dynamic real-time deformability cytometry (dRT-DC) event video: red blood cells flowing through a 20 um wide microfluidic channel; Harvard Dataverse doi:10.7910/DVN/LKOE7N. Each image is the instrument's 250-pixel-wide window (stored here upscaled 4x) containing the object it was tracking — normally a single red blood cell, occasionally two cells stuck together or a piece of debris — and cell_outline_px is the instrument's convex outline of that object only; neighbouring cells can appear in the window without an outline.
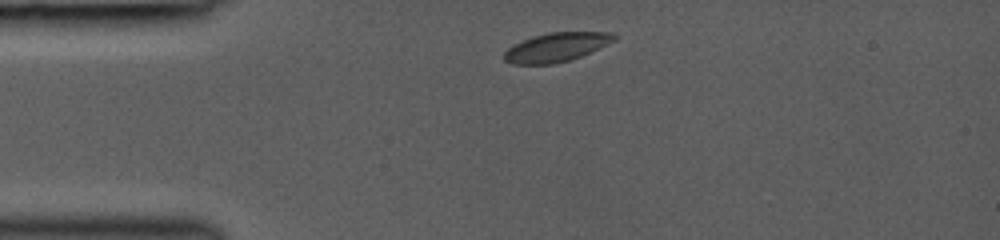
{"species": "common noctule bat (a hibernating species)", "species_latin": "Nyctalus noctula", "temperature_condition": "room temperature", "stored_images_in_passage": 7, "camera_frame_rate_fps": 3000, "um_per_image_px": 0.085, "animal": {"sex": "female", "body_mass_g": 19.0, "forearm_length_mm": 53.3}, "frame": {"image": 1, "passage_image": 1, "time_ms": 0.0, "image_size_px": [1000, 240], "cell_outline_px": [[616, 40], [600, 48], [580, 56], [568, 60], [552, 64], [512, 64], [504, 60], [504, 52], [512, 44], [532, 36], [548, 32], [612, 32], [616, 36]], "centroid_in_image_um": [47.27, 4.0], "position_along_channel_um": 37.7, "area_um2": 18.61}}
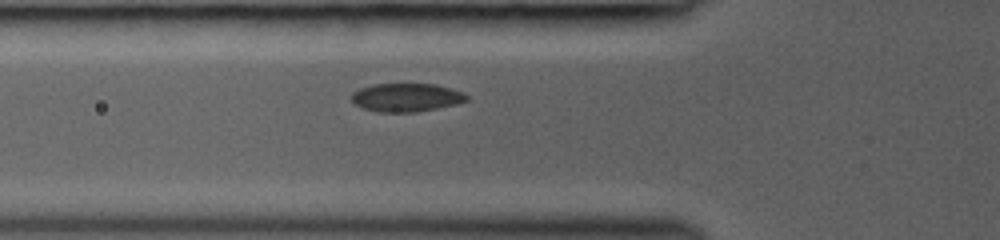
{"frame": {"image": 2, "passage_image": 4, "time_ms": 2.0, "image_size_px": [1000, 240], "cell_outline_px": [[468, 100], [456, 104], [416, 112], [376, 112], [360, 108], [348, 96], [352, 92], [360, 88], [372, 84], [436, 84], [464, 92], [468, 96]], "centroid_in_image_um": [34.5, 8.28], "position_along_channel_um": 91.3, "area_um2": 19.25}}
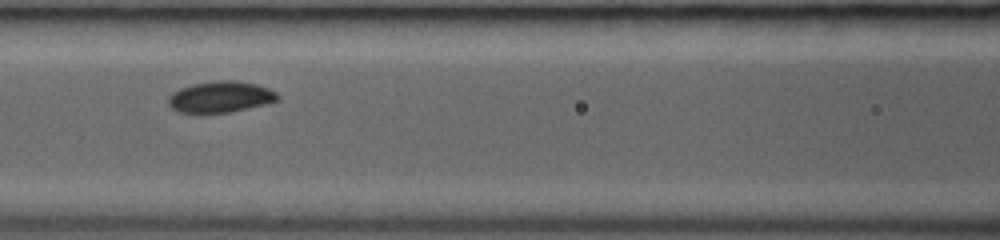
{"frame": {"image": 3, "passage_image": 6, "time_ms": 3.333, "image_size_px": [1000, 240], "cell_outline_px": [[280, 100], [268, 104], [228, 112], [200, 116], [176, 112], [168, 104], [168, 96], [172, 92], [180, 88], [192, 84], [220, 80], [236, 80], [256, 84], [268, 88], [276, 92], [280, 96]], "centroid_in_image_um": [18.7, 8.28], "position_along_channel_um": 147.9, "area_um2": 20.69}}